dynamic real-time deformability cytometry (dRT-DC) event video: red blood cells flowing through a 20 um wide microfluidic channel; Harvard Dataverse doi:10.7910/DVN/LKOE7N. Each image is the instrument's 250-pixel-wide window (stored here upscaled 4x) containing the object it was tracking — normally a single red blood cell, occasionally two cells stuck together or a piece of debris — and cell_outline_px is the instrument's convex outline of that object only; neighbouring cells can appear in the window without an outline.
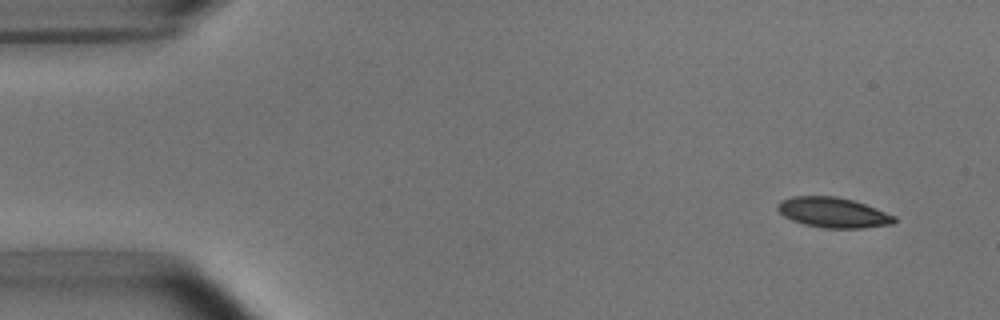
{"species": "common noctule bat (a hibernating species)", "species_latin": "Nyctalus noctula", "temperature_condition": "room temperature", "stored_images_in_passage": 6, "camera_frame_rate_fps": 3000, "um_per_image_px": 0.085, "animal": {"sex": "male", "body_mass_g": 15.6}, "frame": {"image": 1, "passage_image": 2, "time_ms": 1.0, "image_size_px": [1000, 320], "cell_outline_px": [[896, 220], [892, 224], [864, 228], [824, 228], [804, 224], [792, 220], [784, 216], [776, 208], [776, 204], [780, 200], [792, 196], [836, 196], [852, 200], [876, 208], [896, 216]], "centroid_in_image_um": [70.8, 18.06], "position_along_channel_um": 14.2, "area_um2": 20.58}}
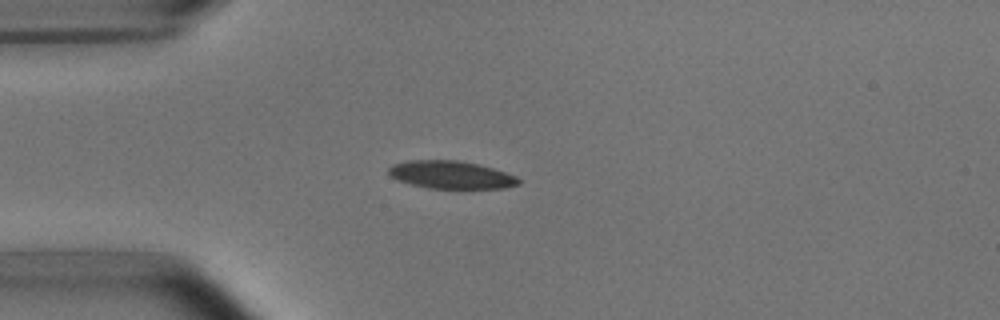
{"frame": {"image": 2, "passage_image": 4, "time_ms": 4.333, "image_size_px": [1000, 320], "cell_outline_px": [[520, 184], [504, 188], [428, 188], [396, 180], [388, 172], [388, 168], [392, 164], [408, 160], [456, 160], [480, 164], [516, 176], [520, 180]], "centroid_in_image_um": [38.32, 14.85], "position_along_channel_um": 46.7, "area_um2": 20.98}}